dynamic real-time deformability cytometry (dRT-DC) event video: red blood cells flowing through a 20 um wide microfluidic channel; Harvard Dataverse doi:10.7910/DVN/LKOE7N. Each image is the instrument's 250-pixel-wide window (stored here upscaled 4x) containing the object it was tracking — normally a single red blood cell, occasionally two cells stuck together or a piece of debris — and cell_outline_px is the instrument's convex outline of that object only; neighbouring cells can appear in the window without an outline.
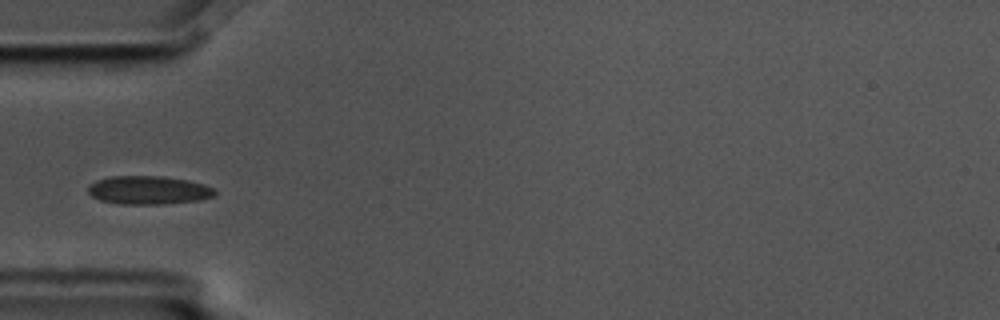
{"species": "common noctule bat (a hibernating species)", "species_latin": "Nyctalus noctula", "temperature_condition": "cold", "stored_images_in_passage": 6, "camera_frame_rate_fps": 3000, "um_per_image_px": 0.085, "animal": {"sex": "male", "body_mass_g": 17.5, "forearm_length_mm": 52.3}, "frame": {"image": 1, "passage_image": 4, "time_ms": 1.0, "image_size_px": [1000, 320], "cell_outline_px": [[216, 196], [200, 200], [164, 204], [120, 204], [100, 200], [92, 196], [88, 192], [88, 188], [96, 180], [108, 176], [164, 176], [188, 180], [204, 184], [216, 188]], "centroid_in_image_um": [12.67, 16.16], "position_along_channel_um": 72.3, "area_um2": 21.21}}